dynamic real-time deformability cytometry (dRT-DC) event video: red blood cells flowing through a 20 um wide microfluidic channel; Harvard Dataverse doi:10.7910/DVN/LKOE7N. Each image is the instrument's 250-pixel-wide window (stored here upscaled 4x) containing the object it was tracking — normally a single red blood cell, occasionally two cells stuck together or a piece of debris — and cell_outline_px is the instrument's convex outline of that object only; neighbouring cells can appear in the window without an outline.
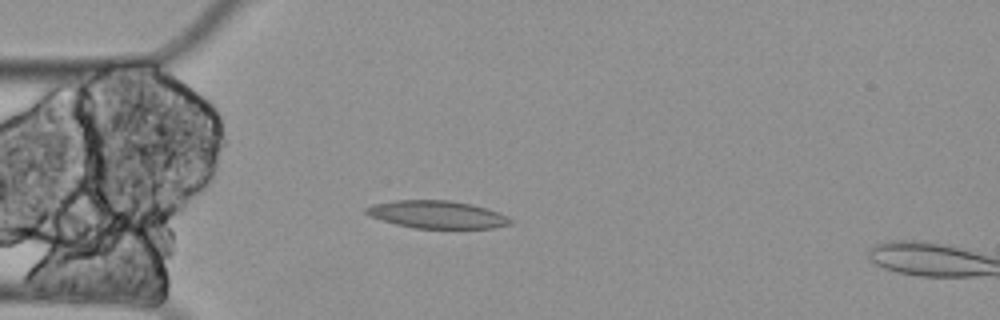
{"species": "Egyptian fruit bat (a non-hibernating species)", "species_latin": "Rousettus aegyptiacus", "temperature_condition": "cold", "stored_images_in_passage": 2, "camera_frame_rate_fps": 3000, "um_per_image_px": 0.085, "animal": {"sex": "female"}, "frame": {"image": 1, "passage_image": 2, "time_ms": 0.333, "image_size_px": [1000, 320], "cell_outline_px": [[512, 224], [492, 228], [416, 228], [396, 224], [372, 216], [364, 212], [364, 208], [372, 204], [396, 200], [448, 200], [472, 204], [508, 216], [512, 220]], "centroid_in_image_um": [37.15, 18.23], "position_along_channel_um": 47.8, "area_um2": 23.0}}